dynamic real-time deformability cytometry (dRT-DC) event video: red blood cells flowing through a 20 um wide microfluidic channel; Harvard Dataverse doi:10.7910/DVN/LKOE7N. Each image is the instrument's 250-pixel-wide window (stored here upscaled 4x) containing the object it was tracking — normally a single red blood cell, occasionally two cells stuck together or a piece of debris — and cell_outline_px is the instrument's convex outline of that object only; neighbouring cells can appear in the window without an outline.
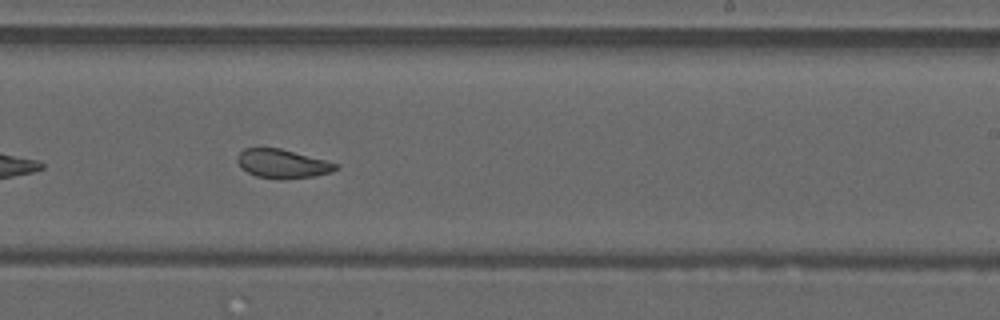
{"species": "common noctule bat (a hibernating species)", "species_latin": "Nyctalus noctula", "temperature_condition": "warm", "stored_images_in_passage": 35, "camera_frame_rate_fps": 3000, "um_per_image_px": 0.085, "animal": {"sex": "male", "forearm_length_mm": 52.5}, "frame": {"image": 1, "passage_image": 16, "time_ms": 5.0, "image_size_px": [1000, 320], "cell_outline_px": [[340, 168], [332, 172], [312, 176], [256, 176], [240, 168], [236, 160], [236, 156], [244, 148], [280, 148], [328, 160], [340, 164]], "centroid_in_image_um": [24.03, 13.86], "position_along_channel_um": 265.0, "area_um2": 16.07}, "authors_computed_cell_mechanics": {"area_um2": 17.9758, "velocity_mm_per_s": 4.112, "shape_relaxation_time_tau1_ms": null, "shape_relaxation_time_tau2_ms": 1.0734, "deformation_change_tau1": null, "deformation_change_tau2": 0.0621}}